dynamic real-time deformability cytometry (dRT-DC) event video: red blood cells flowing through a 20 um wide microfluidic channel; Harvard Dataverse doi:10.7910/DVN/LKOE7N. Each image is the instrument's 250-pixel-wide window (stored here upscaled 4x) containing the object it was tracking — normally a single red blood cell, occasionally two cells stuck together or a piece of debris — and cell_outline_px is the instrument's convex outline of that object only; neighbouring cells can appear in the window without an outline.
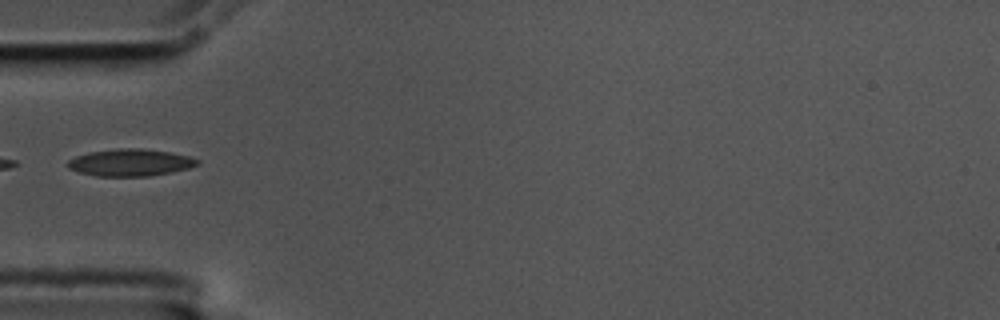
{"species": "common noctule bat (a hibernating species)", "species_latin": "Nyctalus noctula", "temperature_condition": "cold", "stored_images_in_passage": 37, "camera_frame_rate_fps": 3000, "um_per_image_px": 0.085, "animal": {"sex": "male", "body_mass_g": 17.5, "forearm_length_mm": 52.3}, "frame": {"image": 1, "passage_image": 1, "time_ms": 0.0, "image_size_px": [1000, 320], "cell_outline_px": [[200, 164], [188, 168], [148, 176], [96, 176], [80, 172], [68, 168], [68, 160], [76, 156], [88, 152], [116, 148], [140, 148], [168, 152], [188, 156], [200, 160]], "centroid_in_image_um": [11.06, 13.81], "position_along_channel_um": 73.9, "area_um2": 20.29}}
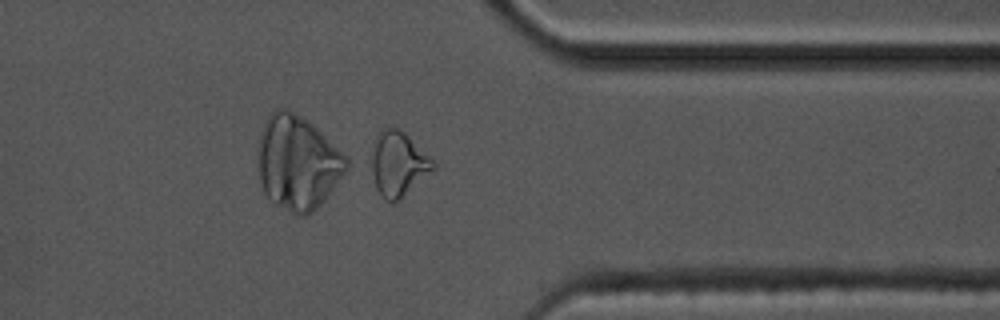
{"frame": {"image": 2, "passage_image": 27, "time_ms": 8.667, "image_size_px": [1000, 320], "cell_outline_px": [[436, 168], [400, 200], [392, 204], [384, 200], [376, 188], [372, 172], [372, 140], [384, 128], [400, 128], [436, 164]], "centroid_in_image_um": [33.83, 13.96], "position_along_channel_um": 377.6, "area_um2": 23.24}}